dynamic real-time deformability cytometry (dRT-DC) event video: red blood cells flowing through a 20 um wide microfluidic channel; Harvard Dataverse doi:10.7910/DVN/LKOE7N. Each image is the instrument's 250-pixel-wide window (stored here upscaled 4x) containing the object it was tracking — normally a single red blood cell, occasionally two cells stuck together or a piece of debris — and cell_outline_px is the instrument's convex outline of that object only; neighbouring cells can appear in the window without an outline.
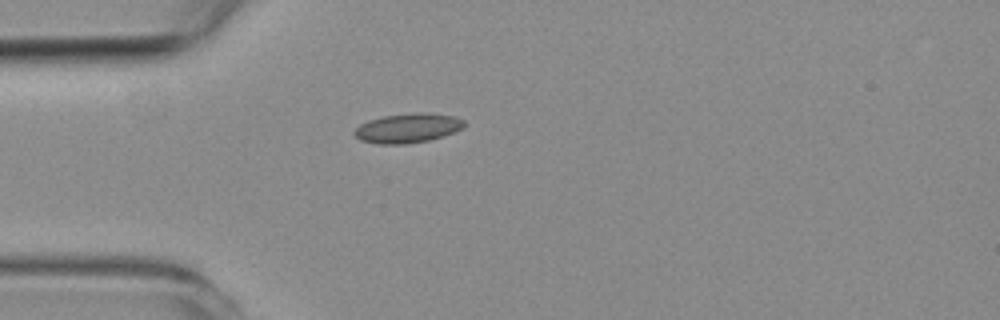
{"species": "common noctule bat (a hibernating species)", "species_latin": "Nyctalus noctula", "temperature_condition": "room temperature", "stored_images_in_passage": 40, "camera_frame_rate_fps": 3000, "um_per_image_px": 0.085, "animal": {"sex": "female", "body_mass_g": 19.3, "forearm_length_mm": 54.1}, "frame": {"image": 1, "passage_image": 1, "time_ms": 0.0, "image_size_px": [1000, 320], "cell_outline_px": [[464, 128], [444, 136], [428, 140], [404, 144], [376, 144], [360, 140], [352, 132], [360, 124], [368, 120], [384, 116], [416, 112], [424, 112], [456, 116], [464, 120]], "centroid_in_image_um": [34.66, 10.88], "position_along_channel_um": 50.3, "area_um2": 18.96}}
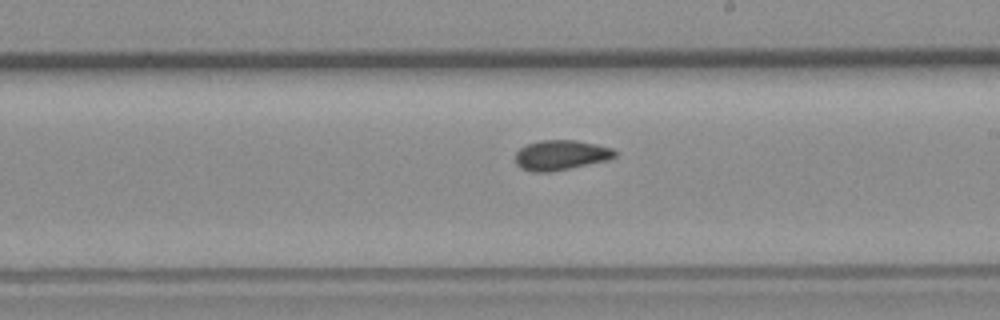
{"frame": {"image": 2, "passage_image": 17, "time_ms": 5.333, "image_size_px": [1000, 320], "cell_outline_px": [[616, 156], [608, 160], [548, 172], [532, 172], [520, 168], [516, 164], [516, 152], [520, 148], [528, 144], [540, 140], [576, 140], [596, 144], [612, 148], [616, 152]], "centroid_in_image_um": [47.66, 13.18], "position_along_channel_um": 241.3, "area_um2": 17.28}}
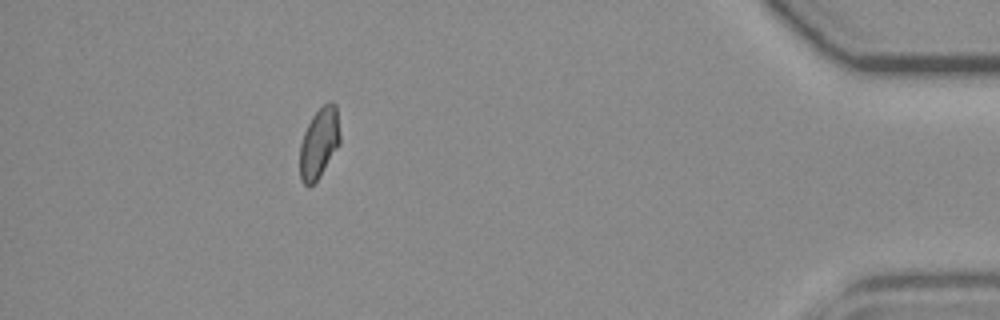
{"frame": {"image": 3, "passage_image": 35, "time_ms": 11.333, "image_size_px": [1000, 320], "cell_outline_px": [[340, 144], [320, 176], [312, 184], [304, 184], [300, 180], [300, 144], [304, 132], [312, 116], [328, 100], [332, 100], [336, 104], [340, 136]], "centroid_in_image_um": [27.13, 12.12], "position_along_channel_um": 408.1, "area_um2": 16.47}, "authors_computed_cell_mechanics": {"area_um2": 17.051, "velocity_mm_per_s": 3.7621, "shape_relaxation_time_tau1_ms": null, "shape_relaxation_time_tau2_ms": 2.7745, "deformation_change_tau1": null, "deformation_change_tau2": 0.068}}